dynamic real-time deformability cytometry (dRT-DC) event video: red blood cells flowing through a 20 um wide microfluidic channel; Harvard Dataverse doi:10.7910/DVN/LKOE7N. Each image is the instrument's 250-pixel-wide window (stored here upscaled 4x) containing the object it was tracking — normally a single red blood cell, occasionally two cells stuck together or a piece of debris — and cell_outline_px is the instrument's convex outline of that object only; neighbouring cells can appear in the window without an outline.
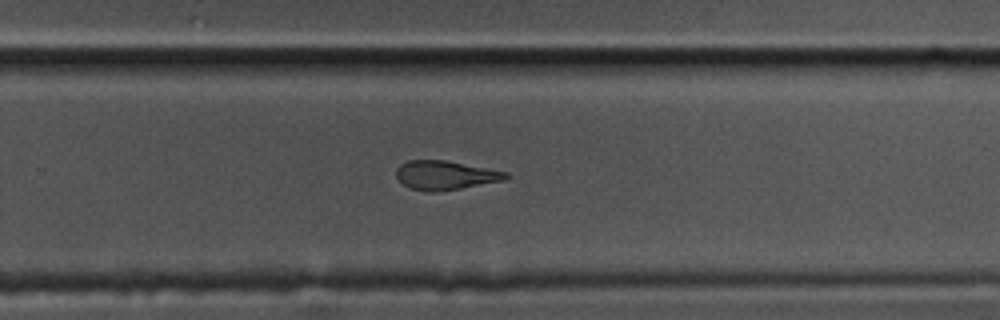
{"species": "common noctule bat (a hibernating species)", "species_latin": "Nyctalus noctula", "temperature_condition": "cold", "stored_images_in_passage": 31, "camera_frame_rate_fps": 3000, "um_per_image_px": 0.085, "animal": {"sex": "male", "body_mass_g": 17.5, "forearm_length_mm": 52.3}, "frame": {"image": 1, "passage_image": 22, "time_ms": 7.0, "image_size_px": [1000, 320], "cell_outline_px": [[512, 176], [504, 180], [460, 188], [436, 192], [432, 192], [408, 188], [396, 176], [396, 168], [400, 164], [408, 160], [444, 160], [508, 172]], "centroid_in_image_um": [37.84, 14.89], "position_along_channel_um": 292.0, "area_um2": 18.44}}